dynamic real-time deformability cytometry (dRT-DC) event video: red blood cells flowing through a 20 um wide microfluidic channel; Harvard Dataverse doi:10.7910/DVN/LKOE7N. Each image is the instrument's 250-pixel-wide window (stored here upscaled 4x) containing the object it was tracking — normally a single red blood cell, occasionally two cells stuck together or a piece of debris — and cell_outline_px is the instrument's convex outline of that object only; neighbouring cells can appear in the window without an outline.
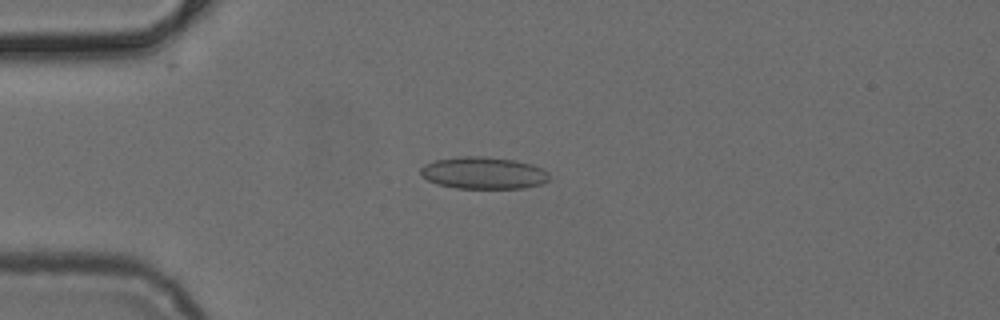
{"species": "common noctule bat (a hibernating species)", "species_latin": "Nyctalus noctula", "temperature_condition": "cold", "stored_images_in_passage": 46, "camera_frame_rate_fps": 3000, "um_per_image_px": 0.085, "animal": {"sex": "female", "body_mass_g": 24.6, "forearm_length_mm": 56.2}, "frame": {"image": 1, "passage_image": 9, "time_ms": 2.667, "image_size_px": [1000, 320], "cell_outline_px": [[548, 180], [540, 184], [524, 188], [456, 188], [436, 184], [428, 180], [420, 172], [420, 168], [424, 164], [436, 160], [460, 156], [484, 156], [516, 160], [532, 164], [544, 168], [548, 172]], "centroid_in_image_um": [41.1, 14.69], "position_along_channel_um": 43.9, "area_um2": 24.1}}
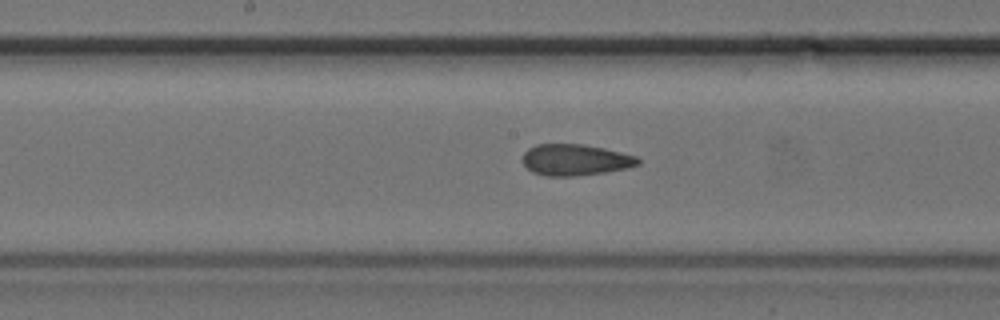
{"frame": {"image": 2, "passage_image": 22, "time_ms": 7.0, "image_size_px": [1000, 320], "cell_outline_px": [[640, 164], [628, 168], [604, 172], [576, 176], [544, 176], [532, 172], [524, 164], [524, 152], [528, 148], [536, 144], [584, 144], [604, 148], [636, 156], [640, 160]], "centroid_in_image_um": [48.9, 13.59], "position_along_channel_um": 199.3, "area_um2": 21.04}}
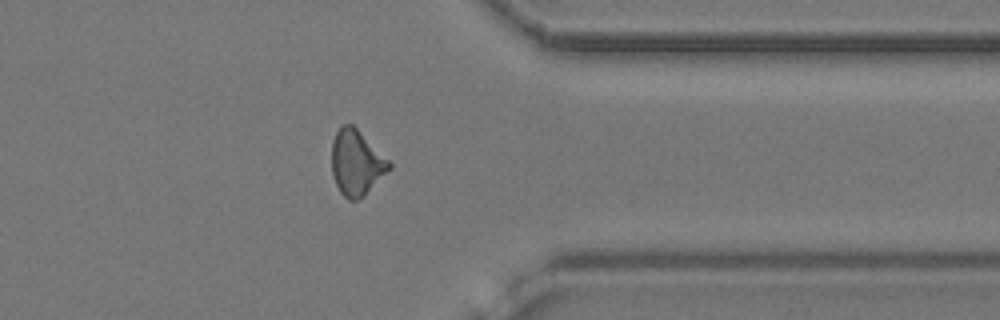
{"frame": {"image": 3, "passage_image": 36, "time_ms": 11.667, "image_size_px": [1000, 320], "cell_outline_px": [[392, 168], [364, 196], [356, 200], [348, 200], [340, 192], [332, 176], [332, 140], [336, 132], [344, 124], [352, 124], [392, 164]], "centroid_in_image_um": [30.29, 13.86], "position_along_channel_um": 381.1, "area_um2": 21.68}}